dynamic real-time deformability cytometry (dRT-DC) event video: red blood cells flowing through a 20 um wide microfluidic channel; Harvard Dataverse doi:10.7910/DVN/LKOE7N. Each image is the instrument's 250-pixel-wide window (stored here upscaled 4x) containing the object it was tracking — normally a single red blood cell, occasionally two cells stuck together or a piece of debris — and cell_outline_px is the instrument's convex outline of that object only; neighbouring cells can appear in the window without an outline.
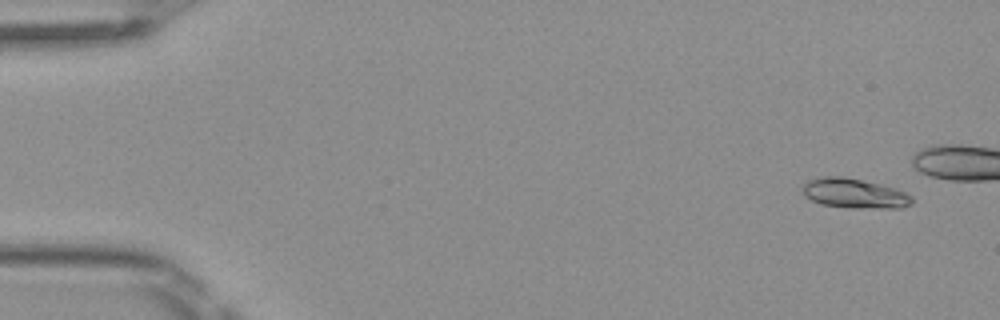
{"species": "Egyptian fruit bat (a non-hibernating species)", "species_latin": "Rousettus aegyptiacus", "temperature_condition": "room temperature", "stored_images_in_passage": 6, "segment_of_instrument_passage": [2, 2], "camera_frame_rate_fps": 3000, "um_per_image_px": 0.085, "frame": {"image": 1, "passage_image": 6, "time_ms": 1.667, "image_size_px": [1000, 320], "cell_outline_px": [[912, 204], [900, 208], [852, 208], [820, 204], [804, 196], [804, 184], [808, 180], [820, 176], [840, 176], [860, 180], [892, 188], [904, 192], [912, 196]], "centroid_in_image_um": [72.6, 16.45], "position_along_channel_um": 12.4, "area_um2": 18.67}}